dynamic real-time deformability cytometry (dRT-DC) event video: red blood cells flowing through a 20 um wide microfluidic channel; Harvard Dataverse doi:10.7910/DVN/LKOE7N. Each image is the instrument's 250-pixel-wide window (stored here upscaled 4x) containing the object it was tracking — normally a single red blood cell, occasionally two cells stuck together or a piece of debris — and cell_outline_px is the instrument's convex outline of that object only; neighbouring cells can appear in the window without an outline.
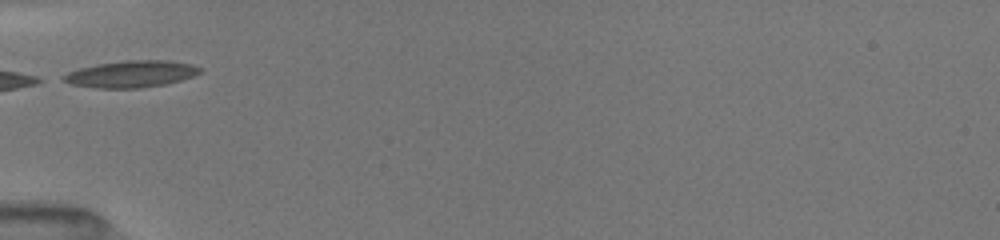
{"species": "common noctule bat (a hibernating species)", "species_latin": "Nyctalus noctula", "temperature_condition": "room temperature", "stored_images_in_passage": 15, "camera_frame_rate_fps": 3000, "um_per_image_px": 0.085, "animal": {"sex": "female", "body_mass_g": 19.5, "forearm_length_mm": 54.1}, "frame": {"image": 1, "passage_image": 1, "time_ms": 0.0, "image_size_px": [1000, 240], "cell_outline_px": [[200, 72], [192, 76], [168, 84], [140, 88], [96, 88], [72, 84], [64, 80], [64, 76], [68, 72], [80, 68], [96, 64], [124, 60], [168, 60], [192, 64], [200, 68]], "centroid_in_image_um": [11.17, 6.29], "position_along_channel_um": 73.8, "area_um2": 21.15}}
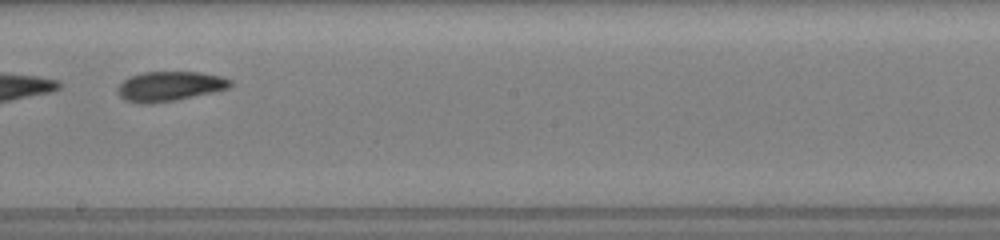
{"frame": {"image": 2, "passage_image": 9, "time_ms": 4.0, "image_size_px": [1000, 240], "cell_outline_px": [[232, 84], [228, 88], [212, 92], [176, 100], [148, 104], [140, 104], [124, 100], [120, 96], [116, 88], [124, 80], [132, 76], [144, 72], [196, 72], [220, 76], [232, 80]], "centroid_in_image_um": [14.39, 7.34], "position_along_channel_um": 233.8, "area_um2": 19.36}}